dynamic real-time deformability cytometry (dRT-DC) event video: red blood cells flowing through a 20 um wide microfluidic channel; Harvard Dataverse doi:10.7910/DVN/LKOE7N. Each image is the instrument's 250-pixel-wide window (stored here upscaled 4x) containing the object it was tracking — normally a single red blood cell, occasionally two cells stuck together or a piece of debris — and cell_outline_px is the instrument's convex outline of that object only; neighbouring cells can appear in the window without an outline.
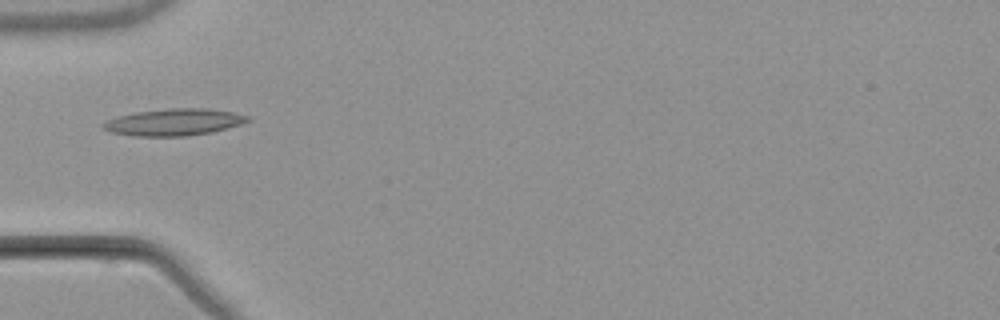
{"species": "common noctule bat (a hibernating species)", "species_latin": "Nyctalus noctula", "temperature_condition": "warm", "stored_images_in_passage": 2, "camera_frame_rate_fps": 3000, "um_per_image_px": 0.085, "animal": {"sex": "male", "body_mass_g": 21.5, "forearm_length_mm": 52.0}, "frame": {"image": 1, "passage_image": 2, "time_ms": 1.333, "image_size_px": [1000, 320], "cell_outline_px": [[252, 120], [240, 124], [212, 132], [188, 136], [132, 136], [112, 132], [100, 128], [100, 124], [108, 120], [120, 116], [136, 112], [168, 108], [208, 108], [232, 112], [252, 116]], "centroid_in_image_um": [14.81, 10.38], "position_along_channel_um": 70.2, "area_um2": 22.72}}